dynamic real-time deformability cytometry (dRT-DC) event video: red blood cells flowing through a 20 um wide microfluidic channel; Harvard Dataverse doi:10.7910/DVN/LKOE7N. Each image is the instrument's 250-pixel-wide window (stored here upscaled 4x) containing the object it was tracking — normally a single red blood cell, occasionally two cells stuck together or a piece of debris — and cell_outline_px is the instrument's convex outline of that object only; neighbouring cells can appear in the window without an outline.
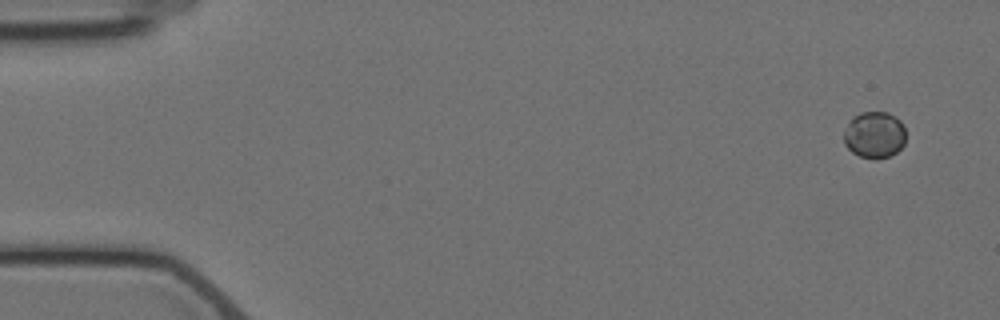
{"species": "Egyptian fruit bat (a non-hibernating species)", "species_latin": "Rousettus aegyptiacus", "temperature_condition": "cold", "stored_images_in_passage": 5, "camera_frame_rate_fps": 3000, "um_per_image_px": 0.085, "animal": {"sex": "female"}, "frame": {"image": 1, "passage_image": 1, "time_ms": 0.0, "image_size_px": [1000, 320], "cell_outline_px": [[904, 144], [896, 152], [888, 156], [876, 160], [860, 156], [852, 152], [844, 144], [844, 132], [852, 116], [860, 112], [888, 112], [896, 116], [904, 124]], "centroid_in_image_um": [74.32, 11.45], "position_along_channel_um": 10.7, "area_um2": 16.94}}
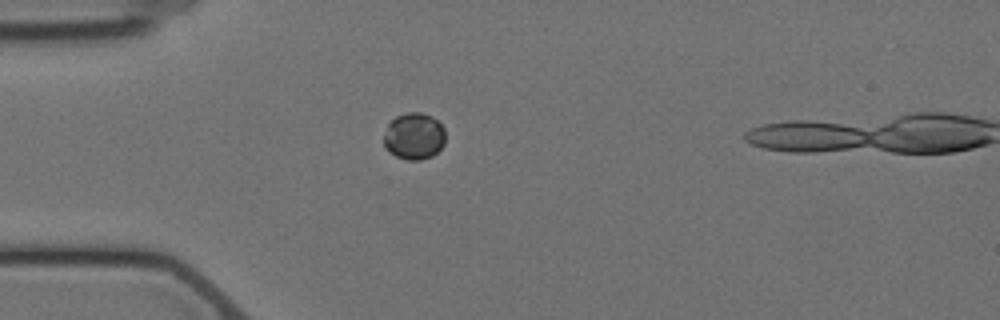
{"frame": {"image": 2, "passage_image": 4, "time_ms": 4.333, "image_size_px": [1000, 320], "cell_outline_px": [[444, 144], [432, 156], [420, 160], [408, 160], [396, 156], [388, 152], [384, 148], [384, 136], [388, 124], [396, 116], [408, 112], [420, 112], [432, 116], [444, 128]], "centroid_in_image_um": [35.18, 11.58], "position_along_channel_um": 49.8, "area_um2": 16.76}}